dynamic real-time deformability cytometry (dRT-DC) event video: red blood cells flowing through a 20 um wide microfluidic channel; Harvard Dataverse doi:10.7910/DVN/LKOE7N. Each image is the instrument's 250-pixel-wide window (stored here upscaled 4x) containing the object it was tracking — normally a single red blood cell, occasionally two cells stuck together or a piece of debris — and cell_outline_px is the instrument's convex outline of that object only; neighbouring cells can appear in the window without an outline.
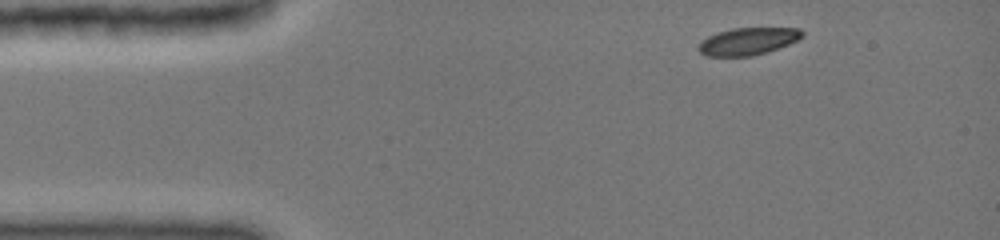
{"species": "common noctule bat (a hibernating species)", "species_latin": "Nyctalus noctula", "temperature_condition": "cold", "stored_images_in_passage": 30, "camera_frame_rate_fps": 3000, "um_per_image_px": 0.085, "animal": {"sex": "female", "body_mass_g": 19.0, "forearm_length_mm": 51.5}, "frame": {"image": 1, "passage_image": 1, "time_ms": 0.0, "image_size_px": [1000, 240], "cell_outline_px": [[804, 36], [788, 44], [764, 52], [748, 56], [708, 56], [700, 52], [700, 44], [708, 36], [732, 28], [800, 28], [804, 32]], "centroid_in_image_um": [63.61, 3.49], "position_along_channel_um": 21.4, "area_um2": 16.01}}
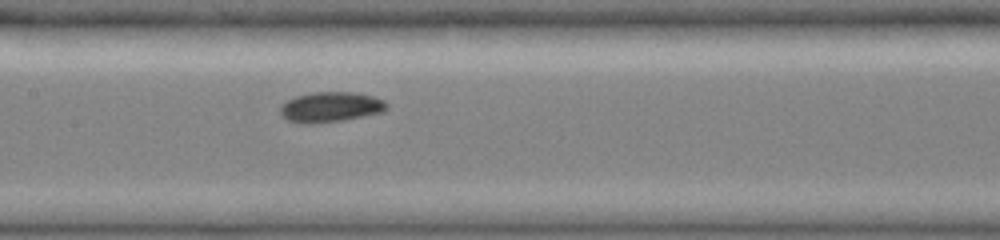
{"frame": {"image": 2, "passage_image": 14, "time_ms": 5.667, "image_size_px": [1000, 240], "cell_outline_px": [[388, 108], [380, 112], [340, 120], [312, 124], [288, 120], [280, 112], [280, 108], [288, 100], [296, 96], [312, 92], [356, 92], [372, 96], [384, 100], [388, 104]], "centroid_in_image_um": [28.12, 9.07], "position_along_channel_um": 179.3, "area_um2": 18.32}}
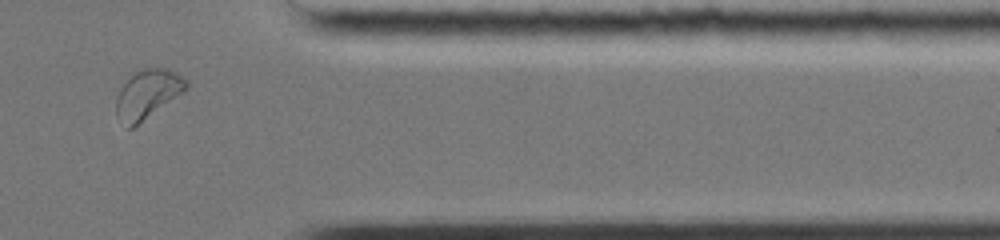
{"frame": {"image": 3, "passage_image": 26, "time_ms": 11.333, "image_size_px": [1000, 240], "cell_outline_px": [[188, 88], [132, 128], [124, 128], [116, 116], [116, 100], [120, 88], [136, 72], [148, 68], [164, 68], [176, 72], [188, 80]], "centroid_in_image_um": [12.53, 8.02], "position_along_channel_um": 398.9, "area_um2": 19.59}, "authors_computed_cell_mechanics": {"area_um2": 17.3978, "velocity_mm_per_s": 3.9733, "shape_relaxation_time_tau1_ms": 2.1487, "shape_relaxation_time_tau2_ms": null, "deformation_change_tau1": 0.0855, "deformation_change_tau2": null}}